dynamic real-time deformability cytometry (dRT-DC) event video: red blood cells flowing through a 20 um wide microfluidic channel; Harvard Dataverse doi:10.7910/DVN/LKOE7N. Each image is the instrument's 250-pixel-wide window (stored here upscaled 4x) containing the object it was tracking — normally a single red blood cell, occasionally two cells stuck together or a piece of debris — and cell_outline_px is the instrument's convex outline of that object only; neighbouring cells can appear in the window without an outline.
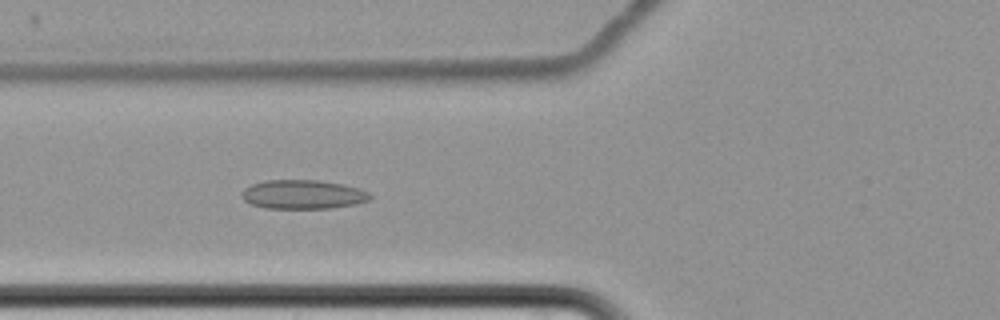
{"species": "common noctule bat (a hibernating species)", "species_latin": "Nyctalus noctula", "temperature_condition": "cold", "stored_images_in_passage": 8, "camera_frame_rate_fps": 3000, "um_per_image_px": 0.085, "animal": {"sex": "female", "body_mass_g": 22.7, "forearm_length_mm": 54.2}, "frame": {"image": 1, "passage_image": 8, "time_ms": 9.333, "image_size_px": [1000, 320], "cell_outline_px": [[372, 196], [368, 200], [356, 204], [332, 208], [264, 208], [252, 204], [244, 200], [240, 196], [244, 188], [252, 184], [264, 180], [316, 180], [344, 184], [360, 188], [368, 192]], "centroid_in_image_um": [25.75, 16.52], "position_along_channel_um": 100.1, "area_um2": 21.79}}